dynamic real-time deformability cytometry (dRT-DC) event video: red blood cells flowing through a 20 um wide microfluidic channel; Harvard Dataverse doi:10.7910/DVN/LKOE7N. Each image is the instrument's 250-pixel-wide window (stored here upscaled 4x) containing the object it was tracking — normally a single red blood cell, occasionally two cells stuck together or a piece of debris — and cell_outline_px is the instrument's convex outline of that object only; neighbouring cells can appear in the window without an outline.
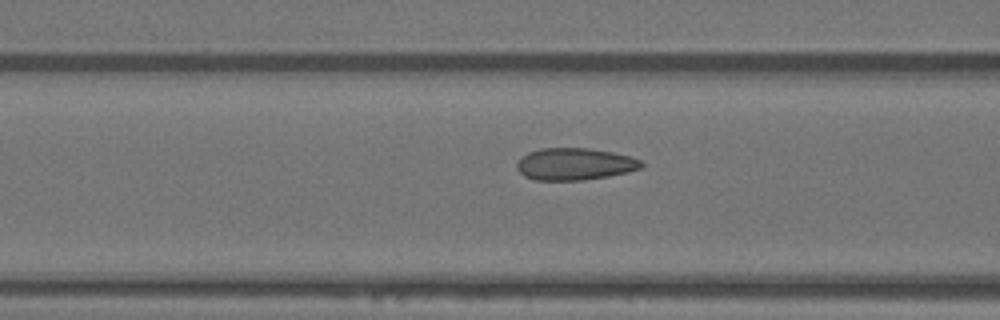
{"species": "Egyptian fruit bat (a non-hibernating species)", "species_latin": "Rousettus aegyptiacus", "temperature_condition": "warm", "stored_images_in_passage": 23, "camera_frame_rate_fps": 3000, "um_per_image_px": 0.085, "animal": {"sex": "female"}, "frame": {"image": 1, "passage_image": 17, "time_ms": 5.333, "image_size_px": [1000, 320], "cell_outline_px": [[644, 164], [640, 168], [628, 172], [608, 176], [584, 180], [536, 180], [524, 176], [516, 168], [516, 164], [528, 152], [540, 148], [588, 148], [612, 152], [628, 156], [640, 160]], "centroid_in_image_um": [48.84, 13.95], "position_along_channel_um": 117.8, "area_um2": 23.12}}
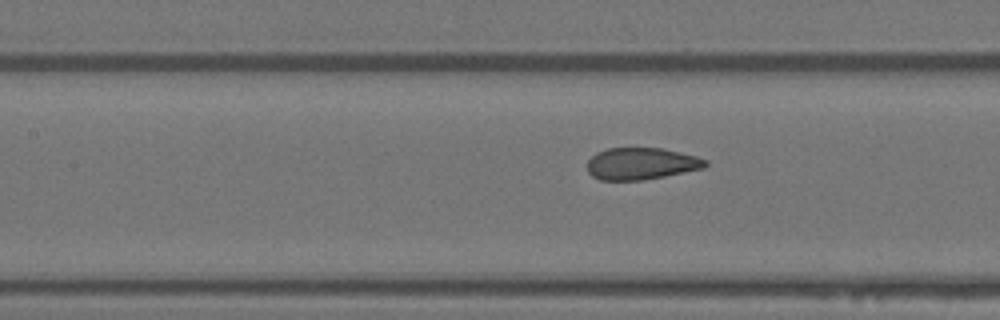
{"frame": {"image": 2, "passage_image": 20, "time_ms": 6.333, "image_size_px": [1000, 320], "cell_outline_px": [[708, 164], [704, 168], [644, 180], [600, 180], [592, 176], [588, 172], [588, 160], [596, 152], [608, 148], [664, 148], [696, 156], [708, 160]], "centroid_in_image_um": [54.51, 13.91], "position_along_channel_um": 152.9, "area_um2": 22.02}}